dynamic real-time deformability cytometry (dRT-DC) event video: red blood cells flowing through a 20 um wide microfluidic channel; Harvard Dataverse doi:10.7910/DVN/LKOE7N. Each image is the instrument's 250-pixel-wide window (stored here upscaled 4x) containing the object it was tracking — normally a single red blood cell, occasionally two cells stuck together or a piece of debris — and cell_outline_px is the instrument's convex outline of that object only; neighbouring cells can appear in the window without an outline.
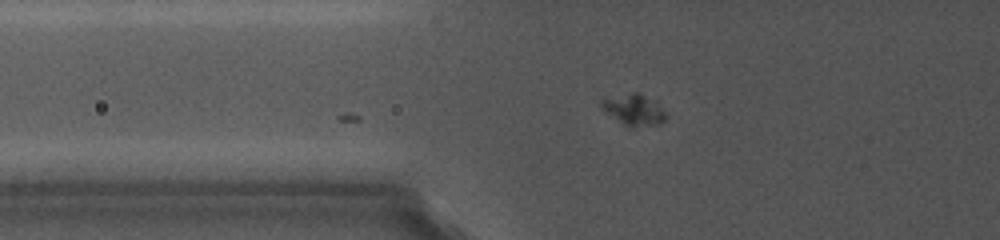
{"species": "common noctule bat (a hibernating species)", "species_latin": "Nyctalus noctula", "temperature_condition": "cold", "stored_images_in_passage": 10, "camera_frame_rate_fps": 5000, "um_per_image_px": 0.085, "animal": {"sex": "female", "body_mass_g": 19.0, "forearm_length_mm": 56.7}, "frame": {"image": 1, "passage_image": 10, "time_ms": 7.8, "image_size_px": [1000, 240], "cell_outline_px": [[664, 120], [656, 124], [632, 128], [624, 124], [604, 108], [604, 100], [632, 92], [636, 92], [664, 112]], "centroid_in_image_um": [53.89, 9.38], "position_along_channel_um": 71.9, "area_um2": 10.23}}